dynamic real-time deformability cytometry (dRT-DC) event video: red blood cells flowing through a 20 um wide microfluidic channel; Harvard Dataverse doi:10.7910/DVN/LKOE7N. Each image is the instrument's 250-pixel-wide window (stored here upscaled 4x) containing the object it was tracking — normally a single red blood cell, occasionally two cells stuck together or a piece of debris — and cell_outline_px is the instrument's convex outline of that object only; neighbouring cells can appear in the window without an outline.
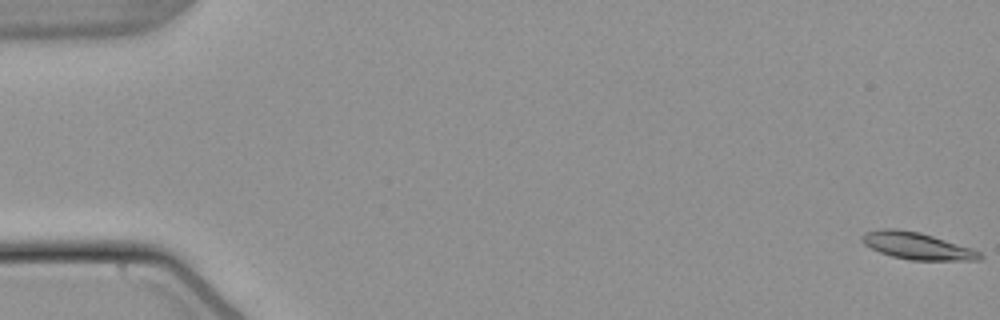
{"species": "common noctule bat (a hibernating species)", "species_latin": "Nyctalus noctula", "temperature_condition": "warm", "stored_images_in_passage": 55, "camera_frame_rate_fps": 3000, "um_per_image_px": 0.085, "animal": {"sex": "male", "body_mass_g": 21.5, "forearm_length_mm": 52.0}, "frame": {"image": 1, "passage_image": 1, "time_ms": 0.0, "image_size_px": [1000, 320], "cell_outline_px": [[984, 256], [980, 260], [912, 260], [892, 256], [880, 252], [864, 244], [860, 240], [860, 236], [864, 232], [880, 228], [896, 228], [920, 232], [980, 252]], "centroid_in_image_um": [77.87, 20.89], "position_along_channel_um": 7.1, "area_um2": 18.32}}
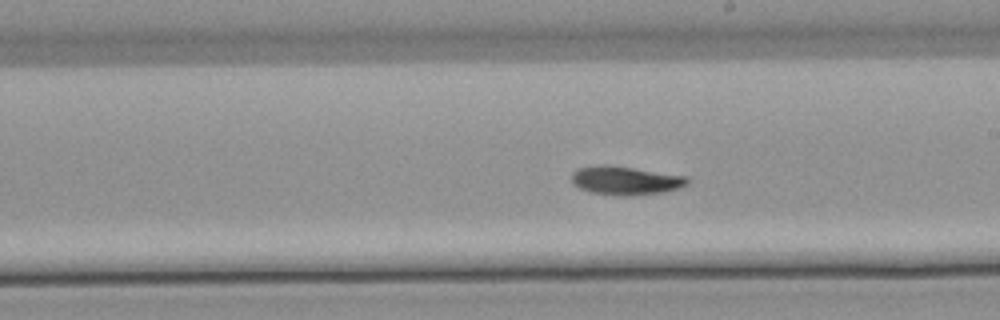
{"frame": {"image": 2, "passage_image": 32, "time_ms": 10.333, "image_size_px": [1000, 320], "cell_outline_px": [[688, 184], [680, 188], [664, 192], [632, 196], [620, 196], [592, 192], [580, 188], [572, 184], [572, 172], [576, 168], [600, 164], [608, 164], [688, 176]], "centroid_in_image_um": [53.17, 15.33], "position_along_channel_um": 235.8, "area_um2": 19.59}}
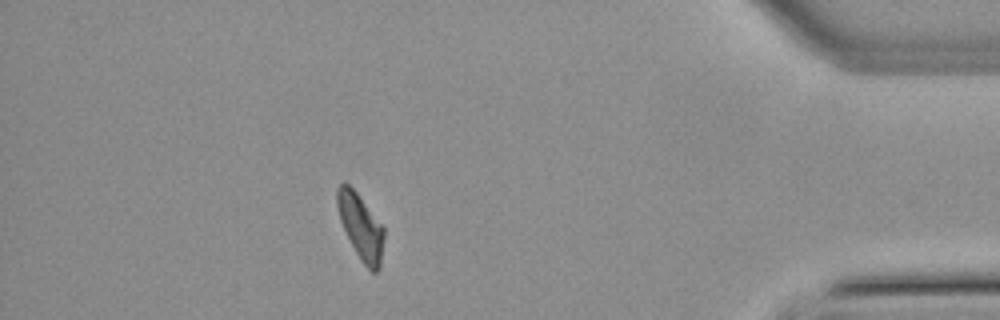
{"frame": {"image": 3, "passage_image": 49, "time_ms": 16.0, "image_size_px": [1000, 320], "cell_outline_px": [[384, 236], [380, 268], [376, 272], [372, 272], [360, 260], [340, 220], [336, 204], [336, 188], [340, 184], [348, 184], [356, 192], [384, 228]], "centroid_in_image_um": [30.65, 19.28], "position_along_channel_um": 404.5, "area_um2": 17.46}, "authors_computed_cell_mechanics": {"area_um2": 18.496, "velocity_mm_per_s": 3.7916, "shape_relaxation_time_tau1_ms": 4.3841, "shape_relaxation_time_tau2_ms": null, "deformation_change_tau1": 0.1338, "deformation_change_tau2": null}}